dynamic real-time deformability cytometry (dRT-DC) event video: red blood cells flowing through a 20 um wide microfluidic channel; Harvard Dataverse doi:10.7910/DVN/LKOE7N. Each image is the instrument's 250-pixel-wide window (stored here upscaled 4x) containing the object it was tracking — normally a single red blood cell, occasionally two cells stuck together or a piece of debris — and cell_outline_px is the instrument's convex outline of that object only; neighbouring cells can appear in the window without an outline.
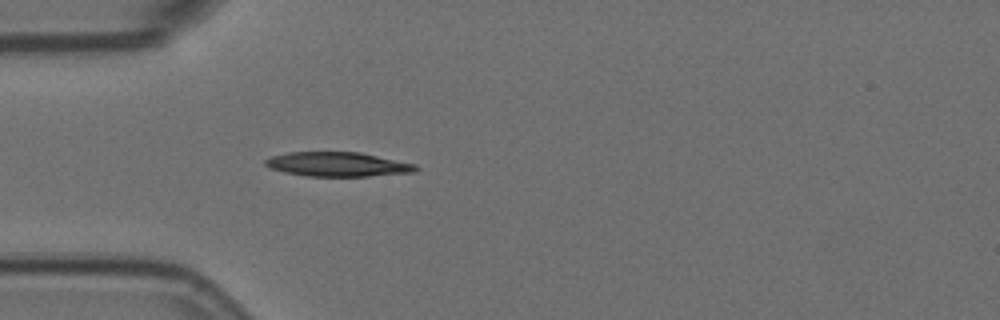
{"species": "Egyptian fruit bat (a non-hibernating species)", "species_latin": "Rousettus aegyptiacus", "temperature_condition": "room temperature", "stored_images_in_passage": 30, "camera_frame_rate_fps": 3000, "um_per_image_px": 0.085, "animal": {"sex": "female"}, "frame": {"image": 1, "passage_image": 1, "time_ms": 0.0, "image_size_px": [1000, 320], "cell_outline_px": [[420, 168], [416, 172], [368, 176], [308, 176], [284, 172], [268, 168], [264, 164], [264, 160], [272, 156], [288, 152], [360, 152], [416, 164]], "centroid_in_image_um": [28.71, 13.96], "position_along_channel_um": 56.3, "area_um2": 21.44}}
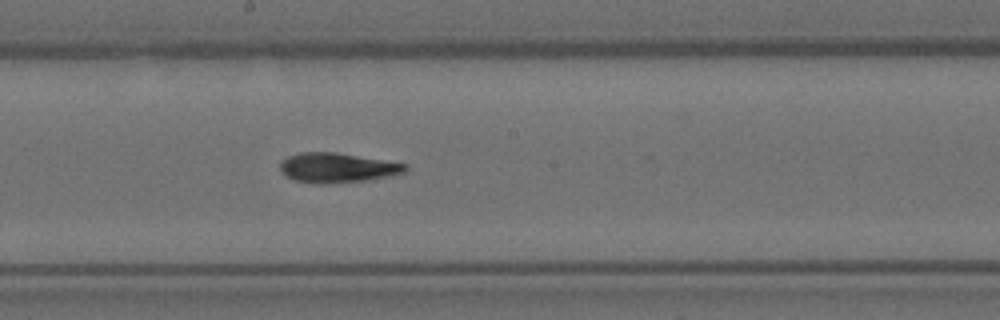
{"frame": {"image": 2, "passage_image": 15, "time_ms": 4.667, "image_size_px": [1000, 320], "cell_outline_px": [[408, 168], [404, 172], [388, 176], [368, 180], [324, 184], [320, 184], [296, 180], [280, 172], [280, 160], [288, 156], [300, 152], [336, 152], [408, 164]], "centroid_in_image_um": [28.65, 14.25], "position_along_channel_um": 219.6, "area_um2": 21.62}}
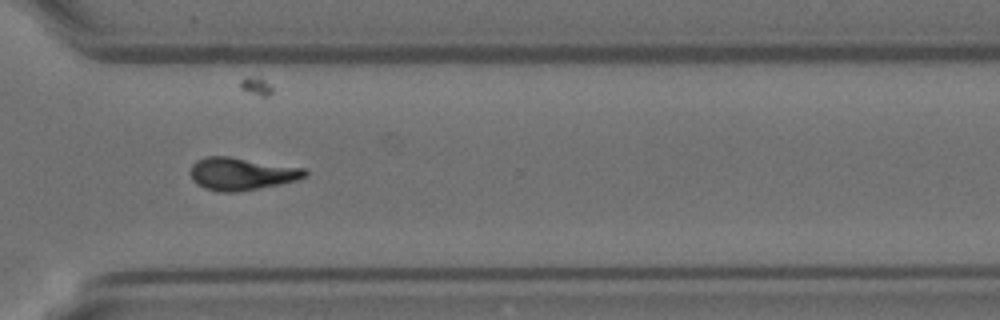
{"frame": {"image": 3, "passage_image": 26, "time_ms": 8.333, "image_size_px": [1000, 320], "cell_outline_px": [[308, 176], [296, 180], [280, 184], [236, 192], [220, 192], [204, 188], [196, 184], [192, 180], [188, 172], [192, 164], [196, 160], [204, 156], [228, 156], [304, 168], [308, 172]], "centroid_in_image_um": [20.48, 14.77], "position_along_channel_um": 350.1, "area_um2": 21.91}, "authors_computed_cell_mechanics": {"area_um2": 21.1837, "velocity_mm_per_s": 3.5788, "shape_relaxation_time_tau1_ms": 8.4394, "shape_relaxation_time_tau2_ms": 3.4496, "deformation_change_tau1": 0.2437, "deformation_change_tau2": 0.1108}}